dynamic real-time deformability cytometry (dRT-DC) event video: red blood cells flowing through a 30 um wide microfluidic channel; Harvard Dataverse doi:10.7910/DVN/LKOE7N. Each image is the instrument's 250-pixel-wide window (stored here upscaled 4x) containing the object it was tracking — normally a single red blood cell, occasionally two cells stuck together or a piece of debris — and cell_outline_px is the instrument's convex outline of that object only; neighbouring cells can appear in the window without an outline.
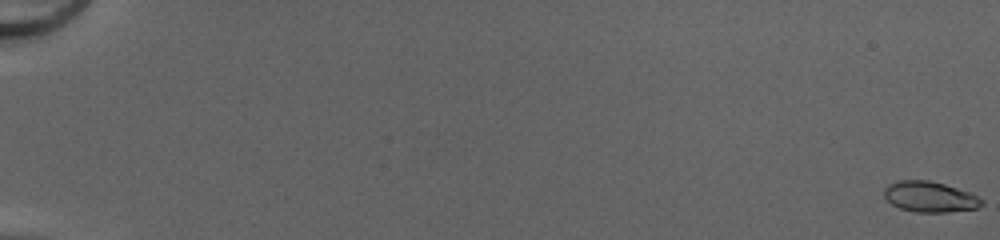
{"species": "common noctule bat (a hibernating species)", "species_latin": "Nyctalus noctula", "temperature_condition": "cold", "stored_images_in_passage": 52, "camera_frame_rate_fps": 3000, "um_per_image_px": 0.085, "animal": {"sex": "female", "body_mass_g": 20.0, "forearm_length_mm": 54.0}, "frame": {"image": 1, "passage_image": 1, "time_ms": 0.0, "image_size_px": [1000, 240], "cell_outline_px": [[984, 204], [976, 208], [948, 212], [916, 212], [900, 208], [892, 204], [884, 196], [884, 188], [888, 184], [900, 180], [928, 180], [944, 184], [968, 192], [984, 200]], "centroid_in_image_um": [79.02, 16.73], "position_along_channel_um": 6.0, "area_um2": 17.28}}
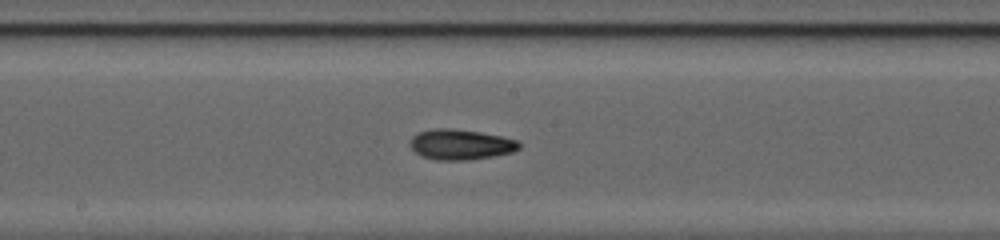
{"frame": {"image": 2, "passage_image": 31, "time_ms": 10.0, "image_size_px": [1000, 240], "cell_outline_px": [[520, 148], [512, 152], [496, 156], [468, 160], [436, 160], [420, 156], [408, 144], [412, 136], [420, 132], [432, 128], [452, 128], [480, 132], [504, 136], [520, 140]], "centroid_in_image_um": [39.18, 12.28], "position_along_channel_um": 209.0, "area_um2": 19.65}}
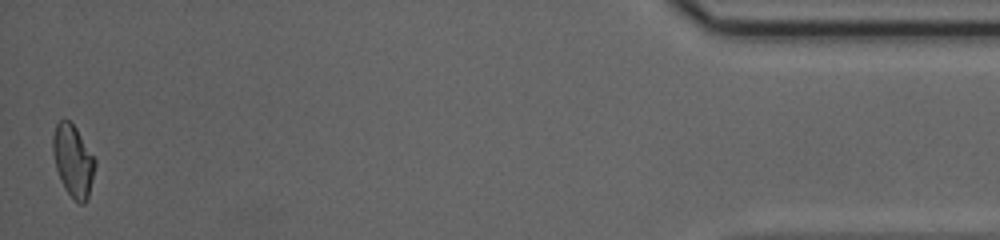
{"frame": {"image": 3, "passage_image": 52, "time_ms": 17.0, "image_size_px": [1000, 240], "cell_outline_px": [[96, 164], [88, 196], [84, 204], [80, 204], [64, 188], [60, 180], [56, 168], [52, 152], [52, 136], [56, 124], [60, 120], [68, 120], [76, 128], [96, 160]], "centroid_in_image_um": [6.2, 13.65], "position_along_channel_um": 429.0, "area_um2": 17.51}, "authors_computed_cell_mechanics": {"area_um2": 17.6579, "velocity_mm_per_s": 4.2346, "shape_relaxation_time_tau1_ms": 5.7116, "shape_relaxation_time_tau2_ms": 3.3306, "deformation_change_tau1": 0.1497, "deformation_change_tau2": 0.0938}}